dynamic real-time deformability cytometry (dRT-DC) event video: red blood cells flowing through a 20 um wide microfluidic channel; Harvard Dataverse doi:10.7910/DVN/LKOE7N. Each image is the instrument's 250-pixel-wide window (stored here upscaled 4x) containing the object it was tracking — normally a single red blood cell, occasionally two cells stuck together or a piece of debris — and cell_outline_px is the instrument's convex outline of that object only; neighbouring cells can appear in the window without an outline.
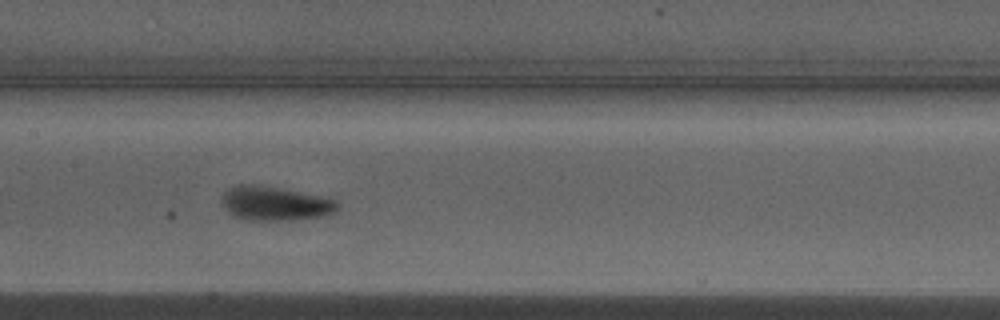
{"species": "Egyptian fruit bat (a non-hibernating species)", "species_latin": "Rousettus aegyptiacus", "temperature_condition": "warm", "stored_images_in_passage": 21, "camera_frame_rate_fps": 3000, "um_per_image_px": 0.085, "animal": {"sex": "male"}, "frame": {"image": 1, "passage_image": 12, "time_ms": 3.667, "image_size_px": [1000, 320], "cell_outline_px": [[340, 208], [336, 212], [320, 216], [292, 220], [244, 220], [236, 216], [220, 200], [224, 192], [228, 188], [240, 184], [252, 184], [328, 196], [336, 200], [340, 204]], "centroid_in_image_um": [23.46, 17.28], "position_along_channel_um": 183.9, "area_um2": 23.0}}
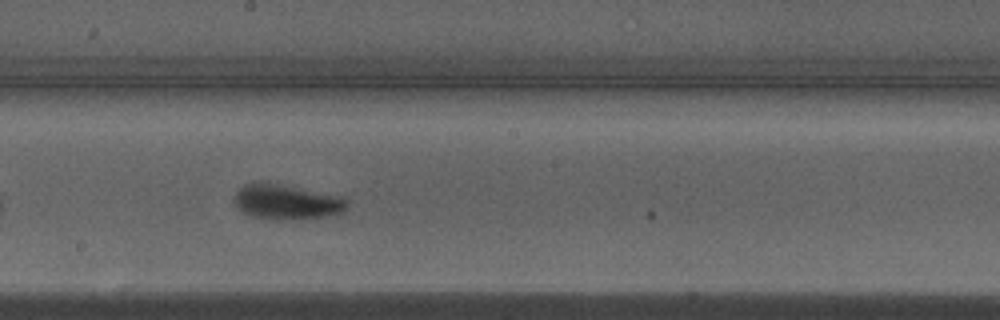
{"frame": {"image": 2, "passage_image": 15, "time_ms": 4.667, "image_size_px": [1000, 320], "cell_outline_px": [[348, 208], [344, 212], [328, 216], [288, 220], [272, 220], [252, 216], [244, 212], [232, 200], [236, 192], [244, 184], [276, 184], [340, 196], [348, 200]], "centroid_in_image_um": [24.4, 17.2], "position_along_channel_um": 223.8, "area_um2": 22.6}}
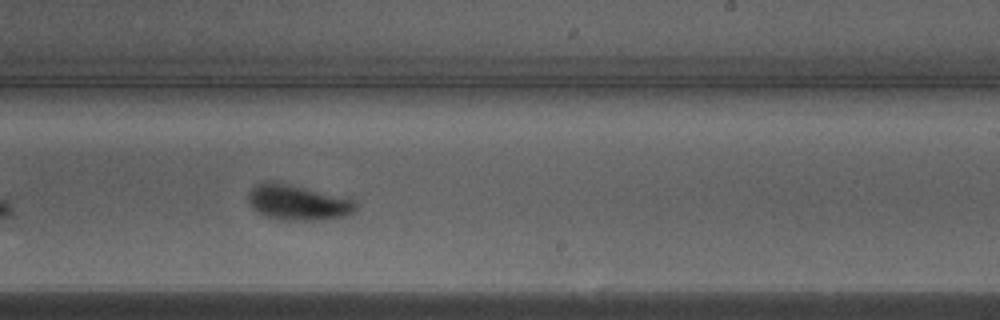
{"frame": {"image": 3, "passage_image": 18, "time_ms": 5.667, "image_size_px": [1000, 320], "cell_outline_px": [[356, 212], [348, 216], [324, 220], [280, 220], [264, 216], [252, 208], [248, 200], [248, 192], [256, 184], [264, 180], [276, 180], [352, 200], [356, 204]], "centroid_in_image_um": [25.26, 17.21], "position_along_channel_um": 263.7, "area_um2": 22.43}}